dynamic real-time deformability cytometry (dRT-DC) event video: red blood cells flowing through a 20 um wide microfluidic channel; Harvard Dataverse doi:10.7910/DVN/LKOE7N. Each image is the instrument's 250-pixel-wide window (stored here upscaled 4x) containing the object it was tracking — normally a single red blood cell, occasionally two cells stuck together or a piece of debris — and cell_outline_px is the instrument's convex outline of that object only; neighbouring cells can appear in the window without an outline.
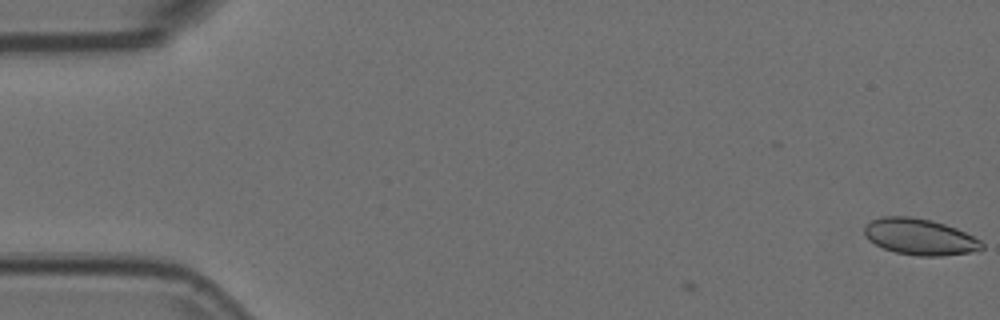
{"species": "Egyptian fruit bat (a non-hibernating species)", "species_latin": "Rousettus aegyptiacus", "temperature_condition": "room temperature", "stored_images_in_passage": 7, "camera_frame_rate_fps": 3000, "um_per_image_px": 0.085, "animal": {"sex": "female"}, "frame": {"image": 1, "passage_image": 1, "time_ms": 0.0, "image_size_px": [1000, 320], "cell_outline_px": [[984, 248], [968, 252], [940, 256], [916, 256], [896, 252], [884, 248], [868, 240], [864, 232], [864, 228], [872, 220], [880, 216], [912, 216], [932, 220], [956, 228], [980, 240], [984, 244]], "centroid_in_image_um": [78.16, 20.12], "position_along_channel_um": 6.8, "area_um2": 24.68}}